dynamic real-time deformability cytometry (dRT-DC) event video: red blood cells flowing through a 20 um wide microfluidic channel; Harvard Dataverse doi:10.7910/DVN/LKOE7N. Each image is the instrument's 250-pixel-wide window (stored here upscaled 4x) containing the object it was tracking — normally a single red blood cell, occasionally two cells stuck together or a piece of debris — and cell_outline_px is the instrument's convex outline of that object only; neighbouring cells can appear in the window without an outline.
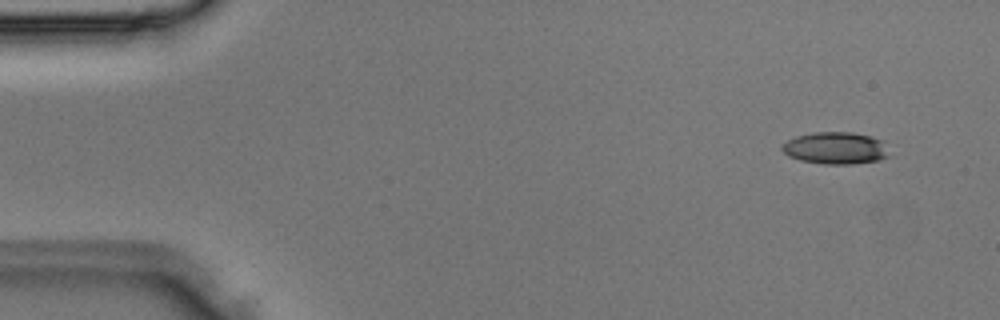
{"species": "Egyptian fruit bat (a non-hibernating species)", "species_latin": "Rousettus aegyptiacus", "temperature_condition": "room temperature", "stored_images_in_passage": 3, "camera_frame_rate_fps": 3000, "um_per_image_px": 0.085, "animal": {"sex": "male"}, "frame": {"image": 1, "passage_image": 1, "time_ms": 0.0, "image_size_px": [1000, 320], "cell_outline_px": [[888, 156], [880, 160], [852, 164], [824, 164], [800, 160], [788, 156], [780, 148], [788, 140], [796, 136], [812, 132], [852, 132], [872, 136], [884, 140]], "centroid_in_image_um": [71.03, 12.58], "position_along_channel_um": 14.0, "area_um2": 20.11}}